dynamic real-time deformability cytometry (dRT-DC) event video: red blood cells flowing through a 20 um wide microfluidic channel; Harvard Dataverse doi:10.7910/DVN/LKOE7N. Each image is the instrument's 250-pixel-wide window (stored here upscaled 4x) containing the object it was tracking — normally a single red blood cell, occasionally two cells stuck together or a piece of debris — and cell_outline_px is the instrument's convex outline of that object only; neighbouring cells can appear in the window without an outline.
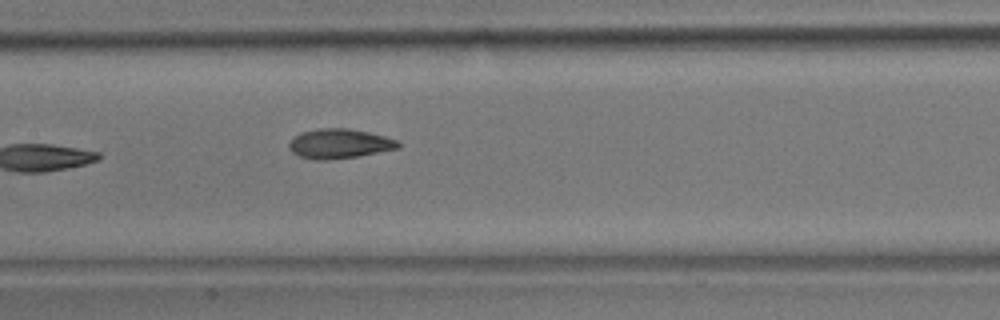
{"species": "common noctule bat (a hibernating species)", "species_latin": "Nyctalus noctula", "temperature_condition": "room temperature", "stored_images_in_passage": 8, "camera_frame_rate_fps": 3000, "um_per_image_px": 0.085, "animal": {"sex": "male", "body_mass_g": 17.9}, "frame": {"image": 1, "passage_image": 8, "time_ms": 2.333, "image_size_px": [1000, 320], "cell_outline_px": [[400, 148], [356, 156], [328, 160], [316, 160], [300, 156], [292, 152], [288, 148], [288, 144], [292, 136], [300, 132], [320, 128], [348, 128], [368, 132], [384, 136], [396, 140], [400, 144]], "centroid_in_image_um": [28.79, 12.2], "position_along_channel_um": 178.6, "area_um2": 18.84}}